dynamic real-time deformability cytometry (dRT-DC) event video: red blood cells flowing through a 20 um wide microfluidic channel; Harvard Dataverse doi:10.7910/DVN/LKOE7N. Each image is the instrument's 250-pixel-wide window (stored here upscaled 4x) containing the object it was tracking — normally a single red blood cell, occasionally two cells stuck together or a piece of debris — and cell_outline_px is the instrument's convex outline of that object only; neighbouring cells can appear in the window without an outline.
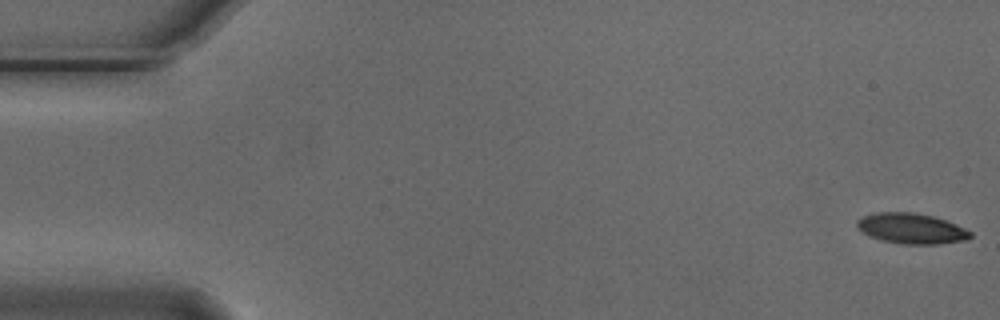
{"species": "Egyptian fruit bat (a non-hibernating species)", "species_latin": "Rousettus aegyptiacus", "temperature_condition": "cold", "stored_images_in_passage": 5, "camera_frame_rate_fps": 3000, "um_per_image_px": 0.085, "animal": {"sex": "male"}, "frame": {"image": 1, "passage_image": 1, "time_ms": 0.0, "image_size_px": [1000, 320], "cell_outline_px": [[972, 236], [968, 240], [940, 244], [904, 244], [880, 240], [868, 236], [860, 232], [856, 228], [856, 220], [864, 216], [876, 212], [912, 212], [932, 216], [956, 224], [972, 232]], "centroid_in_image_um": [77.44, 19.43], "position_along_channel_um": 7.6, "area_um2": 20.35}}
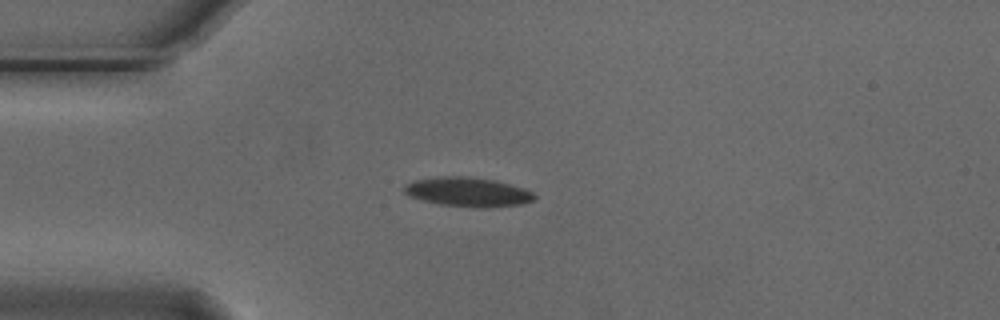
{"frame": {"image": 2, "passage_image": 4, "time_ms": 1.0, "image_size_px": [1000, 320], "cell_outline_px": [[536, 200], [520, 204], [488, 208], [472, 208], [440, 204], [408, 196], [404, 192], [404, 188], [412, 180], [444, 176], [468, 176], [496, 180], [524, 188], [532, 192], [536, 196]], "centroid_in_image_um": [39.8, 16.32], "position_along_channel_um": 45.2, "area_um2": 22.37}}